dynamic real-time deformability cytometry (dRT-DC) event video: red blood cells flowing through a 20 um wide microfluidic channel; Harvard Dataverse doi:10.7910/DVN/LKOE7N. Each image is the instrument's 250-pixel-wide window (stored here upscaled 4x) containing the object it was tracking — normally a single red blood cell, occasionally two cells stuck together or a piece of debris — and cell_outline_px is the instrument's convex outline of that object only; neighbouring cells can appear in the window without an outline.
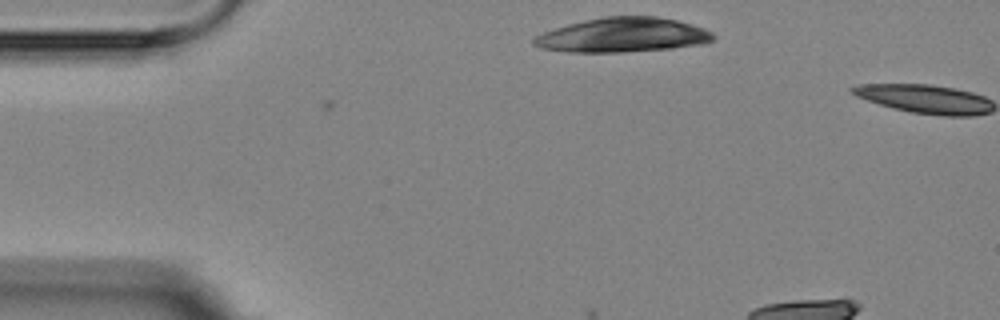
{"species": "Egyptian fruit bat (a non-hibernating species)", "species_latin": "Rousettus aegyptiacus", "temperature_condition": "room temperature", "stored_images_in_passage": 2, "camera_frame_rate_fps": 3000, "um_per_image_px": 0.085, "animal": {"sex": "female"}, "frame": {"image": 1, "passage_image": 2, "time_ms": 1.0, "image_size_px": [1000, 320], "cell_outline_px": [[716, 36], [712, 40], [704, 44], [672, 48], [624, 52], [568, 52], [540, 48], [532, 44], [532, 36], [568, 24], [584, 20], [604, 16], [656, 16], [676, 20], [692, 24], [704, 28], [712, 32]], "centroid_in_image_um": [52.92, 2.98], "position_along_channel_um": 32.1, "area_um2": 36.24}}